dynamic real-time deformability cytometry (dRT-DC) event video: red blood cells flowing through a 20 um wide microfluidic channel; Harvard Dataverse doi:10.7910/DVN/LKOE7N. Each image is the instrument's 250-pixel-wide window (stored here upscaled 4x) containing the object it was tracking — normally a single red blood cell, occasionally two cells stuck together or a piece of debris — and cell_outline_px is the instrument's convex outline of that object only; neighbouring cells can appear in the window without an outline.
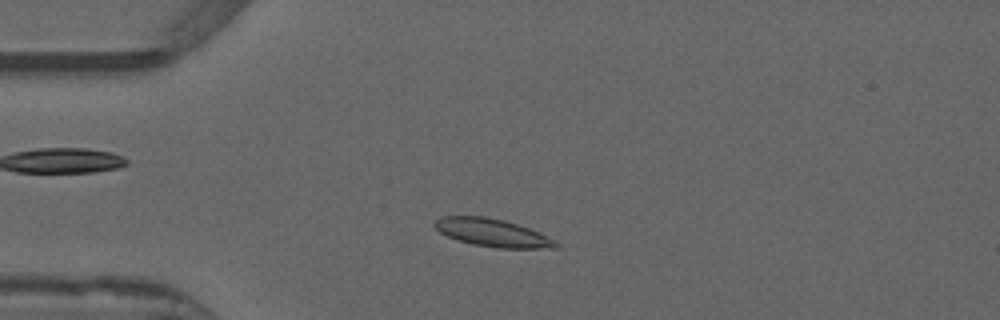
{"species": "common noctule bat (a hibernating species)", "species_latin": "Nyctalus noctula", "temperature_condition": "warm", "stored_images_in_passage": 49, "camera_frame_rate_fps": 3000, "um_per_image_px": 0.085, "animal": {"sex": "male", "forearm_length_mm": 52.5}, "frame": {"image": 1, "passage_image": 9, "time_ms": 2.667, "image_size_px": [1000, 320], "cell_outline_px": [[560, 244], [556, 248], [500, 248], [472, 244], [448, 236], [440, 232], [432, 224], [436, 220], [444, 216], [484, 216], [504, 220], [528, 228]], "centroid_in_image_um": [41.81, 19.78], "position_along_channel_um": 43.2, "area_um2": 19.19}}
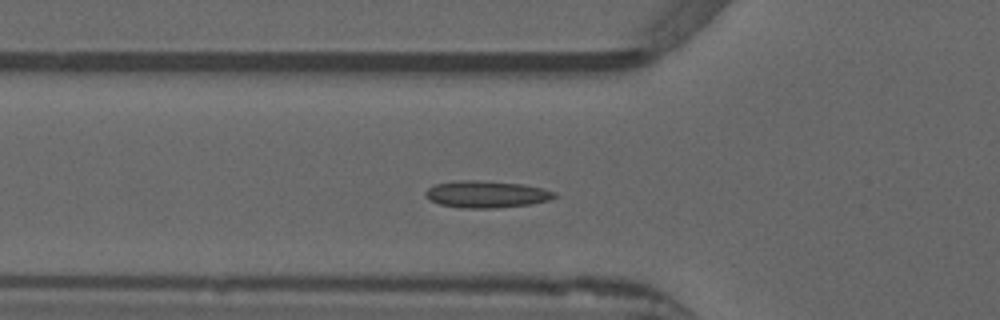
{"frame": {"image": 2, "passage_image": 14, "time_ms": 4.333, "image_size_px": [1000, 320], "cell_outline_px": [[556, 196], [552, 200], [528, 204], [496, 208], [460, 208], [440, 204], [428, 200], [424, 196], [424, 192], [428, 188], [436, 184], [456, 180], [480, 180], [524, 184], [544, 188], [556, 192]], "centroid_in_image_um": [41.34, 16.5], "position_along_channel_um": 84.5, "area_um2": 20.52}}
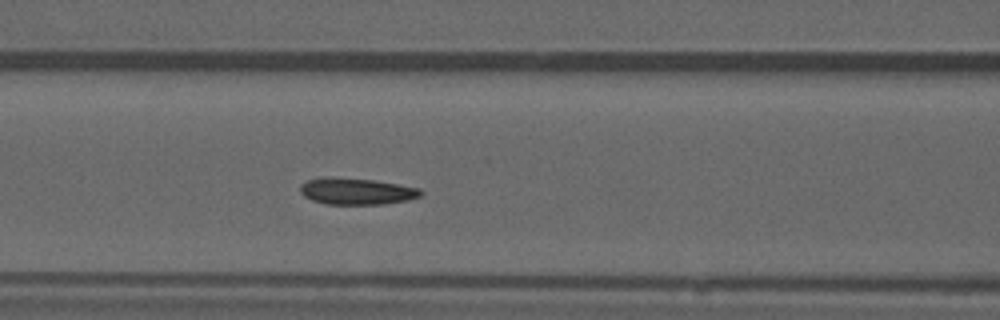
{"frame": {"image": 3, "passage_image": 18, "time_ms": 5.667, "image_size_px": [1000, 320], "cell_outline_px": [[424, 192], [420, 196], [408, 200], [384, 204], [328, 204], [312, 200], [304, 196], [300, 192], [300, 184], [308, 180], [324, 176], [332, 176], [372, 180], [400, 184], [420, 188]], "centroid_in_image_um": [30.3, 16.24], "position_along_channel_um": 136.3, "area_um2": 18.84}, "authors_computed_cell_mechanics": {"area_um2": 18.4382, "velocity_mm_per_s": 3.8458, "shape_relaxation_time_tau1_ms": 5.6745, "shape_relaxation_time_tau2_ms": 2.024, "deformation_change_tau1": 0.1313, "deformation_change_tau2": 0.0717}}